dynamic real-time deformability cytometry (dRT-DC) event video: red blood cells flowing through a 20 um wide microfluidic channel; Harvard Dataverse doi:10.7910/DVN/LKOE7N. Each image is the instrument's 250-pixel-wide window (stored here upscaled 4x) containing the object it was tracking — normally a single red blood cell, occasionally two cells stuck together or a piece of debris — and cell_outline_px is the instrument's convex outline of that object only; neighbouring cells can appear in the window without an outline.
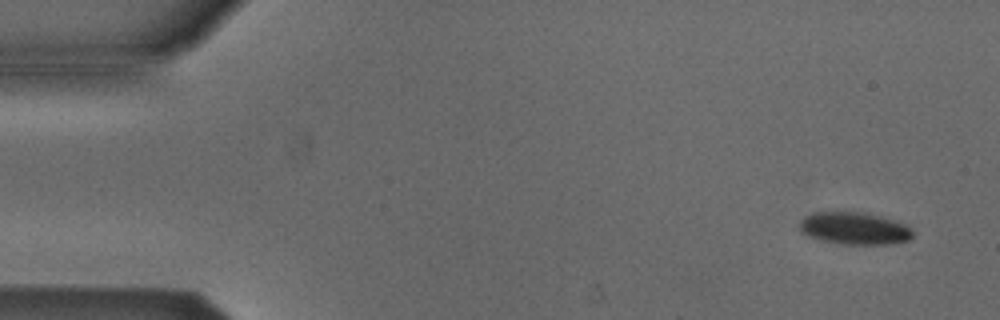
{"species": "Egyptian fruit bat (a non-hibernating species)", "species_latin": "Rousettus aegyptiacus", "temperature_condition": "cold", "stored_images_in_passage": 2, "camera_frame_rate_fps": 3000, "um_per_image_px": 0.085, "animal": {"sex": "male"}, "frame": {"image": 1, "passage_image": 2, "time_ms": 0.333, "image_size_px": [1000, 320], "cell_outline_px": [[912, 236], [908, 240], [888, 244], [844, 244], [820, 240], [808, 236], [800, 232], [800, 220], [804, 216], [812, 212], [868, 212], [896, 220], [904, 224], [912, 232]], "centroid_in_image_um": [72.58, 19.39], "position_along_channel_um": 12.4, "area_um2": 21.39}}